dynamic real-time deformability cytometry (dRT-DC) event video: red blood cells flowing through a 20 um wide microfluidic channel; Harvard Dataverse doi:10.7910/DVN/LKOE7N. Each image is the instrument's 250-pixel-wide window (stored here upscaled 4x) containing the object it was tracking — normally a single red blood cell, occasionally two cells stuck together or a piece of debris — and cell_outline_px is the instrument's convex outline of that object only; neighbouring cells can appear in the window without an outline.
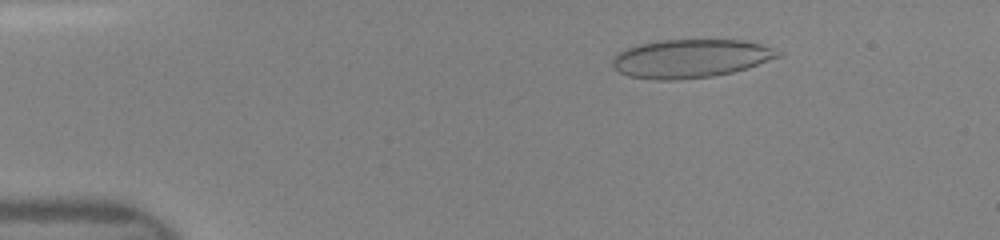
{"species": "human", "species_latin": "Homo sapiens", "temperature_condition": "room temperature", "stored_images_in_passage": 46, "camera_frame_rate_fps": 3000, "um_per_image_px": 0.085, "donor": {"sex": "female"}, "frame": {"image": 1, "passage_image": 7, "time_ms": 2.0, "image_size_px": [1000, 240], "cell_outline_px": [[784, 56], [748, 68], [732, 72], [712, 76], [676, 80], [656, 80], [628, 76], [612, 68], [612, 56], [616, 52], [640, 44], [660, 40], [744, 40], [760, 44], [784, 52]], "centroid_in_image_um": [58.71, 4.97], "position_along_channel_um": 26.3, "area_um2": 37.45}}
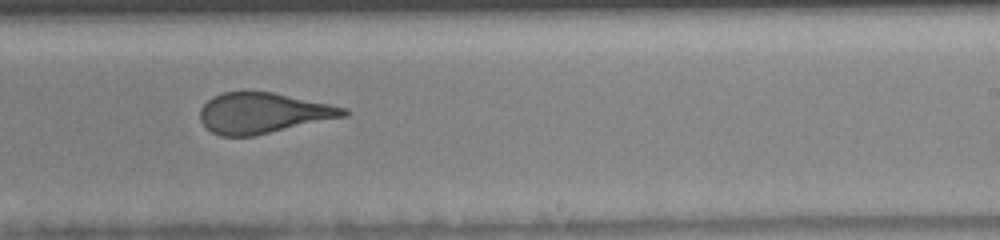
{"frame": {"image": 2, "passage_image": 29, "time_ms": 9.333, "image_size_px": [1000, 240], "cell_outline_px": [[348, 116], [252, 136], [220, 136], [212, 132], [200, 120], [200, 108], [212, 96], [224, 92], [272, 92], [348, 108]], "centroid_in_image_um": [22.36, 9.61], "position_along_channel_um": 266.6, "area_um2": 33.7}}
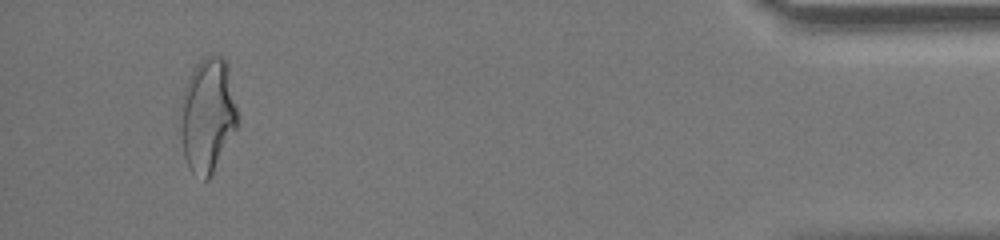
{"frame": {"image": 3, "passage_image": 44, "time_ms": 14.333, "image_size_px": [1000, 240], "cell_outline_px": [[236, 128], [208, 180], [204, 180], [192, 172], [188, 168], [184, 156], [180, 132], [180, 104], [184, 88], [196, 64], [204, 56], [220, 56], [228, 64], [236, 108]], "centroid_in_image_um": [17.61, 9.8], "position_along_channel_um": 417.6, "area_um2": 37.63}}